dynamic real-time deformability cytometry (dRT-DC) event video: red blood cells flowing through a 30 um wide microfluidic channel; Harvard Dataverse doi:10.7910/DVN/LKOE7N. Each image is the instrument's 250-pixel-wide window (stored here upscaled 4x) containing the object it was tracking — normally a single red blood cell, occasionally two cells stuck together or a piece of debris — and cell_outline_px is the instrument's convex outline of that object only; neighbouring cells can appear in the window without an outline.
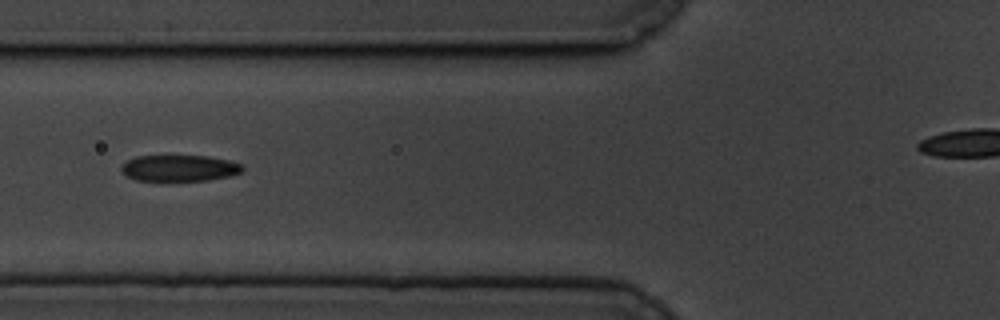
{"species": "common noctule bat (a hibernating species)", "species_latin": "Nyctalus noctula", "temperature_condition": "cold", "stored_images_in_passage": 17, "camera_frame_rate_fps": 3000, "um_per_image_px": 0.085, "animal": {"sex": "male", "body_mass_g": 19.5, "forearm_length_mm": 54.6}, "frame": {"image": 1, "passage_image": 6, "time_ms": 1.667, "image_size_px": [1000, 320], "cell_outline_px": [[244, 168], [240, 172], [228, 176], [208, 180], [136, 180], [120, 172], [120, 168], [128, 160], [136, 156], [208, 156], [228, 160], [244, 164]], "centroid_in_image_um": [15.26, 14.28], "position_along_channel_um": 110.5, "area_um2": 18.38}}
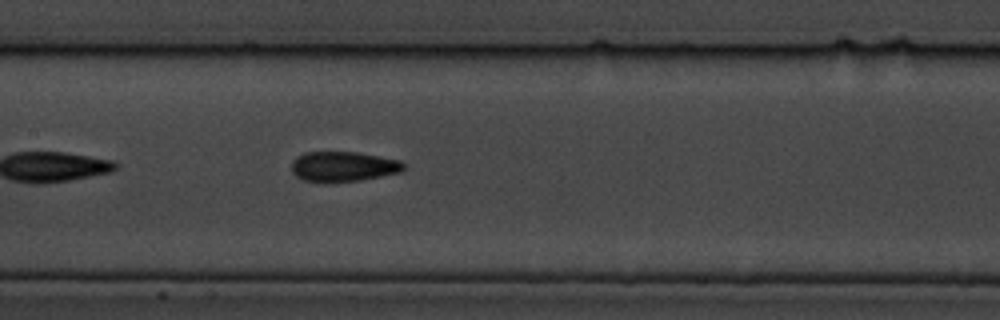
{"frame": {"image": 2, "passage_image": 12, "time_ms": 3.667, "image_size_px": [1000, 320], "cell_outline_px": [[404, 168], [400, 172], [360, 180], [324, 184], [304, 180], [296, 176], [292, 172], [292, 160], [296, 156], [304, 152], [356, 152], [400, 160], [404, 164]], "centroid_in_image_um": [29.12, 14.17], "position_along_channel_um": 178.3, "area_um2": 19.88}}